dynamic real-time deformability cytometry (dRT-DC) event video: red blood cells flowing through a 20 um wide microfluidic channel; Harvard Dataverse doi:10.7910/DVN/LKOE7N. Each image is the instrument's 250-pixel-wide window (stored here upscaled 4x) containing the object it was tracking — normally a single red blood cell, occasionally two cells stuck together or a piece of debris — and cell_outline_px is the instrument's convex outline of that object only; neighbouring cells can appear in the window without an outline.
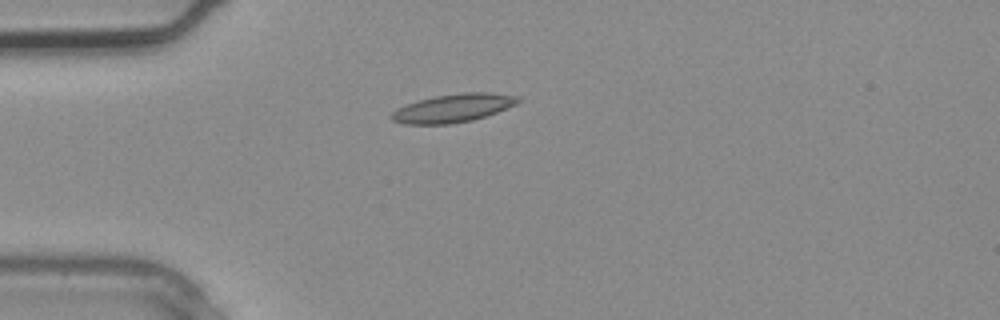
{"species": "common noctule bat (a hibernating species)", "species_latin": "Nyctalus noctula", "temperature_condition": "warm", "stored_images_in_passage": 2, "camera_frame_rate_fps": 3000, "um_per_image_px": 0.085, "animal": {"sex": "male", "body_mass_g": 20.4}, "frame": {"image": 1, "passage_image": 2, "time_ms": 0.333, "image_size_px": [1000, 320], "cell_outline_px": [[520, 100], [516, 104], [508, 108], [472, 120], [448, 124], [404, 124], [392, 120], [388, 116], [396, 108], [420, 100], [436, 96], [464, 92], [488, 92], [516, 96]], "centroid_in_image_um": [38.48, 9.19], "position_along_channel_um": 46.5, "area_um2": 20.63}}